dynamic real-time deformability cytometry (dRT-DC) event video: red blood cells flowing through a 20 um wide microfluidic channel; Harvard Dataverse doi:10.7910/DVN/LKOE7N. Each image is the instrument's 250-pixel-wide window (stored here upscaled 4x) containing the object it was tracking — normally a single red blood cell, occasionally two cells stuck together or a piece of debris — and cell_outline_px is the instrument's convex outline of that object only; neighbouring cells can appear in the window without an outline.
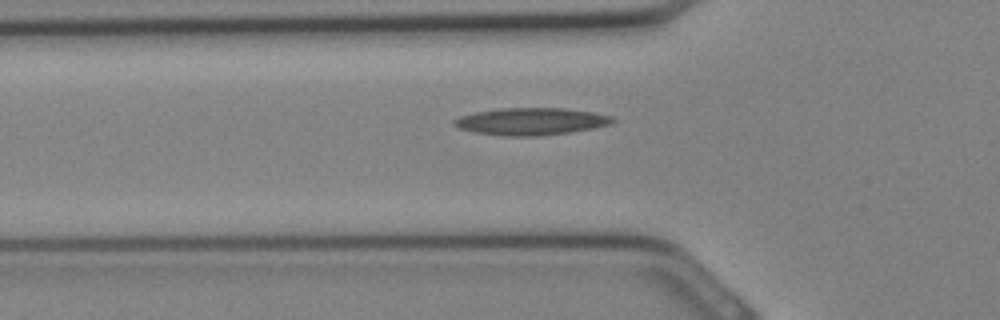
{"species": "Egyptian fruit bat (a non-hibernating species)", "species_latin": "Rousettus aegyptiacus", "temperature_condition": "cold", "stored_images_in_passage": 24, "camera_frame_rate_fps": 3000, "um_per_image_px": 0.085, "animal": {"sex": "female"}, "frame": {"image": 1, "passage_image": 5, "time_ms": 1.333, "image_size_px": [1000, 320], "cell_outline_px": [[616, 120], [608, 124], [592, 128], [568, 132], [536, 136], [504, 136], [472, 132], [460, 128], [452, 124], [452, 120], [460, 116], [476, 112], [500, 108], [564, 108], [592, 112], [612, 116]], "centroid_in_image_um": [45.09, 10.32], "position_along_channel_um": 80.7, "area_um2": 24.97}}
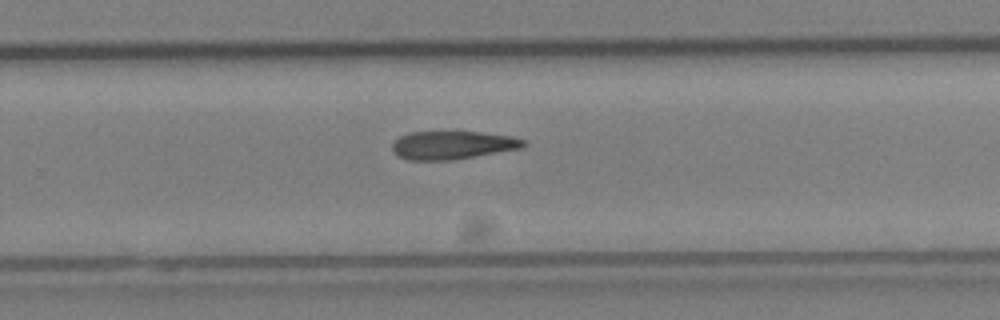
{"frame": {"image": 2, "passage_image": 15, "time_ms": 4.667, "image_size_px": [1000, 320], "cell_outline_px": [[528, 144], [520, 148], [452, 160], [408, 160], [396, 156], [392, 148], [392, 144], [400, 136], [408, 132], [480, 132], [512, 136], [524, 140]], "centroid_in_image_um": [38.43, 12.33], "position_along_channel_um": 291.4, "area_um2": 21.5}}
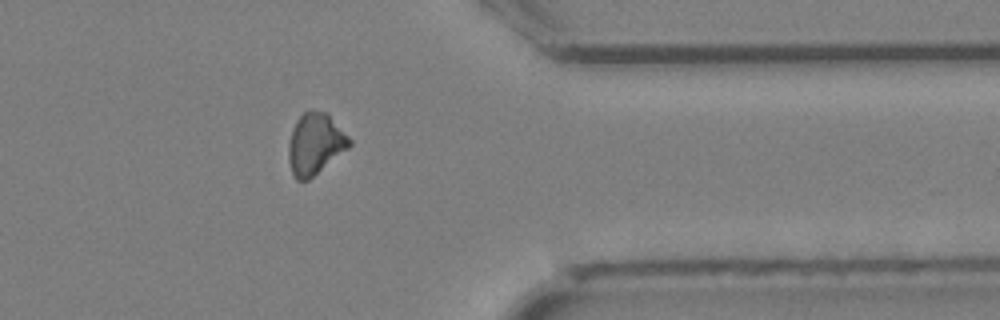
{"frame": {"image": 3, "passage_image": 20, "time_ms": 6.333, "image_size_px": [1000, 320], "cell_outline_px": [[352, 144], [348, 148], [308, 180], [296, 180], [292, 172], [288, 160], [288, 144], [292, 128], [296, 120], [304, 112], [328, 112], [352, 140]], "centroid_in_image_um": [26.79, 12.22], "position_along_channel_um": 384.6, "area_um2": 21.62}}